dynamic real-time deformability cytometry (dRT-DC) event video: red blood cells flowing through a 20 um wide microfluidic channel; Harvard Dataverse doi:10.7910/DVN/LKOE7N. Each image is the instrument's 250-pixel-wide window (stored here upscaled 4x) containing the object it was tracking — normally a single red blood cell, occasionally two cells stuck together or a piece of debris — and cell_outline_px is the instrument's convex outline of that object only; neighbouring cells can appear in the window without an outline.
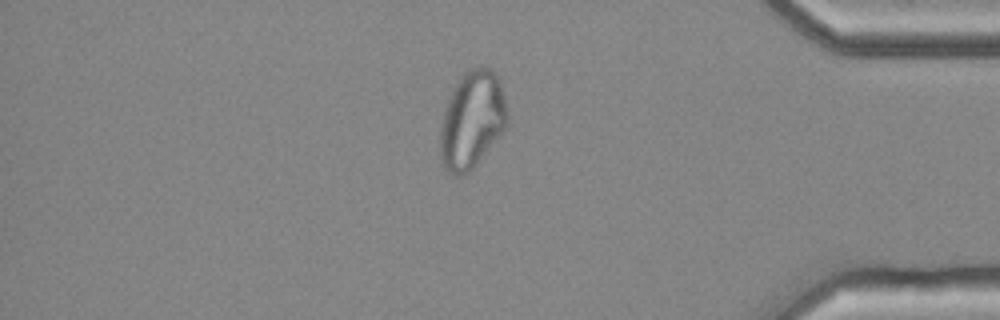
{"species": "common noctule bat (a hibernating species)", "species_latin": "Nyctalus noctula", "temperature_condition": "cold", "stored_images_in_passage": 55, "camera_frame_rate_fps": 3000, "um_per_image_px": 0.085, "animal": {"sex": "female", "body_mass_g": 25.1}, "frame": {"image": 1, "passage_image": 47, "time_ms": 15.333, "image_size_px": [1000, 320], "cell_outline_px": [[508, 124], [504, 132], [476, 164], [464, 176], [456, 176], [448, 172], [444, 168], [440, 160], [440, 124], [448, 100], [460, 76], [464, 72], [480, 64], [492, 68], [496, 72], [500, 80], [508, 112]], "centroid_in_image_um": [40.14, 10.18], "position_along_channel_um": 395.1, "area_um2": 38.67}}